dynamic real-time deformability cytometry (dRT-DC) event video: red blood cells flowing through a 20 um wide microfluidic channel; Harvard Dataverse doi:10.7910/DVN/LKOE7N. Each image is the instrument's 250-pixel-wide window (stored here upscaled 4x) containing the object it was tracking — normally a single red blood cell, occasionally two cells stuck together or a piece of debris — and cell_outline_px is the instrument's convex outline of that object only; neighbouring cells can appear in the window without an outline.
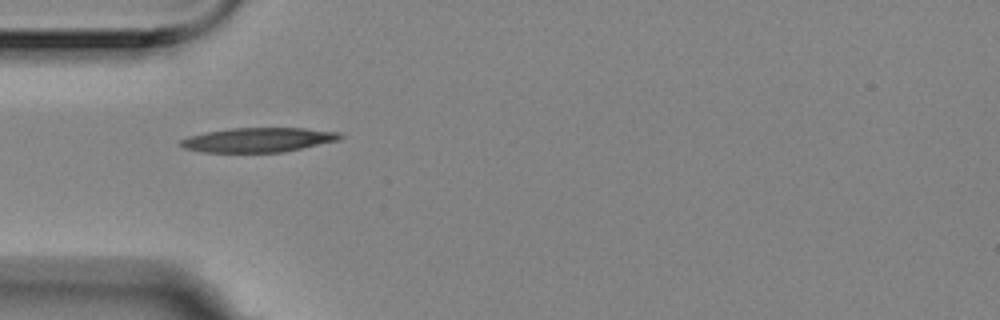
{"species": "Egyptian fruit bat (a non-hibernating species)", "species_latin": "Rousettus aegyptiacus", "temperature_condition": "room temperature", "stored_images_in_passage": 6, "camera_frame_rate_fps": 3000, "um_per_image_px": 0.085, "animal": {"sex": "female"}, "frame": {"image": 1, "passage_image": 5, "time_ms": 1.333, "image_size_px": [1000, 320], "cell_outline_px": [[344, 136], [340, 140], [284, 152], [204, 152], [184, 148], [176, 144], [180, 140], [188, 136], [204, 132], [232, 128], [304, 128], [340, 132]], "centroid_in_image_um": [21.94, 11.89], "position_along_channel_um": 63.1, "area_um2": 22.89}}
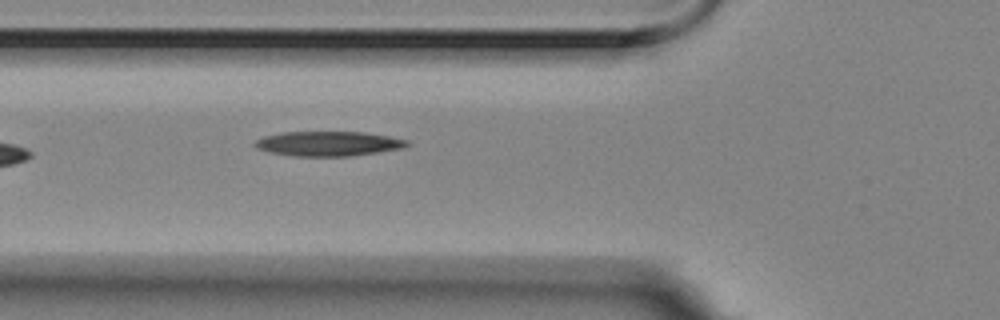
{"frame": {"image": 2, "passage_image": 6, "time_ms": 1.667, "image_size_px": [1000, 320], "cell_outline_px": [[412, 144], [404, 148], [352, 156], [296, 156], [268, 152], [256, 148], [252, 144], [256, 140], [264, 136], [280, 132], [364, 132], [388, 136], [408, 140]], "centroid_in_image_um": [27.91, 12.21], "position_along_channel_um": 97.9, "area_um2": 22.08}}